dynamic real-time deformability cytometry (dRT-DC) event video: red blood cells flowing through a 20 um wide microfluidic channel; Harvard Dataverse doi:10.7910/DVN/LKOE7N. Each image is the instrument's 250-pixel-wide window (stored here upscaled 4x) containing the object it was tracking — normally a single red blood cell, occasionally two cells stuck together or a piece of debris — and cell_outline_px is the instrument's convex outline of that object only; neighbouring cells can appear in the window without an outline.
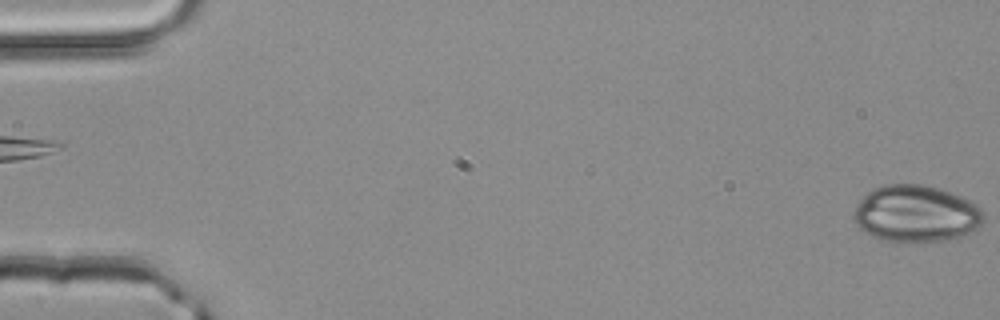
{"species": "common noctule bat (a hibernating species)", "species_latin": "Nyctalus noctula", "temperature_condition": "room temperature", "stored_images_in_passage": 4, "camera_frame_rate_fps": 3000, "um_per_image_px": 0.085, "animal": {"sex": "male", "body_mass_g": 20.4}, "frame": {"image": 1, "passage_image": 4, "time_ms": 1.0, "image_size_px": [1000, 320], "cell_outline_px": [[984, 220], [976, 228], [960, 236], [944, 240], [880, 240], [864, 232], [856, 224], [852, 216], [856, 204], [872, 188], [884, 184], [924, 184], [940, 188], [952, 192], [976, 204], [984, 212]], "centroid_in_image_um": [77.83, 18.12], "position_along_channel_um": 7.2, "area_um2": 42.71}}